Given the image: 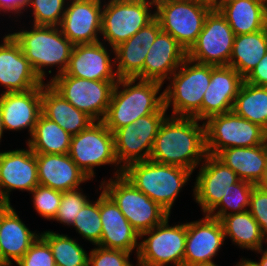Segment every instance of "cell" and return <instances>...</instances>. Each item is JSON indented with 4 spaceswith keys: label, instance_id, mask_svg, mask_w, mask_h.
I'll use <instances>...</instances> for the list:
<instances>
[{
    "label": "cell",
    "instance_id": "1",
    "mask_svg": "<svg viewBox=\"0 0 267 266\" xmlns=\"http://www.w3.org/2000/svg\"><path fill=\"white\" fill-rule=\"evenodd\" d=\"M200 122L194 117L168 115L159 127L149 159L194 172L207 155L205 125Z\"/></svg>",
    "mask_w": 267,
    "mask_h": 266
},
{
    "label": "cell",
    "instance_id": "2",
    "mask_svg": "<svg viewBox=\"0 0 267 266\" xmlns=\"http://www.w3.org/2000/svg\"><path fill=\"white\" fill-rule=\"evenodd\" d=\"M162 87V83L152 80L119 79L103 123L114 133L117 129L136 122L139 117L168 113L164 107V92L160 93Z\"/></svg>",
    "mask_w": 267,
    "mask_h": 266
},
{
    "label": "cell",
    "instance_id": "3",
    "mask_svg": "<svg viewBox=\"0 0 267 266\" xmlns=\"http://www.w3.org/2000/svg\"><path fill=\"white\" fill-rule=\"evenodd\" d=\"M20 28L10 34L19 43L38 77L44 82L47 74L52 73L47 69L53 67L57 68L55 76L65 73L74 45L59 27L32 24L29 29Z\"/></svg>",
    "mask_w": 267,
    "mask_h": 266
},
{
    "label": "cell",
    "instance_id": "4",
    "mask_svg": "<svg viewBox=\"0 0 267 266\" xmlns=\"http://www.w3.org/2000/svg\"><path fill=\"white\" fill-rule=\"evenodd\" d=\"M122 174L138 190L171 214L179 193L191 181L193 171L149 159L127 165Z\"/></svg>",
    "mask_w": 267,
    "mask_h": 266
},
{
    "label": "cell",
    "instance_id": "5",
    "mask_svg": "<svg viewBox=\"0 0 267 266\" xmlns=\"http://www.w3.org/2000/svg\"><path fill=\"white\" fill-rule=\"evenodd\" d=\"M163 90L164 107L172 106L174 117H194L202 121V102L211 81V65L201 64L188 57L168 79Z\"/></svg>",
    "mask_w": 267,
    "mask_h": 266
},
{
    "label": "cell",
    "instance_id": "6",
    "mask_svg": "<svg viewBox=\"0 0 267 266\" xmlns=\"http://www.w3.org/2000/svg\"><path fill=\"white\" fill-rule=\"evenodd\" d=\"M214 7L207 0H155L154 10L161 30L173 36L188 52Z\"/></svg>",
    "mask_w": 267,
    "mask_h": 266
},
{
    "label": "cell",
    "instance_id": "7",
    "mask_svg": "<svg viewBox=\"0 0 267 266\" xmlns=\"http://www.w3.org/2000/svg\"><path fill=\"white\" fill-rule=\"evenodd\" d=\"M101 40L115 48L155 18V0L103 1ZM152 8V9H150ZM153 10V12H152Z\"/></svg>",
    "mask_w": 267,
    "mask_h": 266
},
{
    "label": "cell",
    "instance_id": "8",
    "mask_svg": "<svg viewBox=\"0 0 267 266\" xmlns=\"http://www.w3.org/2000/svg\"><path fill=\"white\" fill-rule=\"evenodd\" d=\"M100 185L139 234L152 229L170 216L158 203L138 190L123 174L108 180L102 179Z\"/></svg>",
    "mask_w": 267,
    "mask_h": 266
},
{
    "label": "cell",
    "instance_id": "9",
    "mask_svg": "<svg viewBox=\"0 0 267 266\" xmlns=\"http://www.w3.org/2000/svg\"><path fill=\"white\" fill-rule=\"evenodd\" d=\"M69 156L90 180L95 177L96 166H115L112 177L123 173L115 154L114 135L103 121H94L71 137Z\"/></svg>",
    "mask_w": 267,
    "mask_h": 266
},
{
    "label": "cell",
    "instance_id": "10",
    "mask_svg": "<svg viewBox=\"0 0 267 266\" xmlns=\"http://www.w3.org/2000/svg\"><path fill=\"white\" fill-rule=\"evenodd\" d=\"M170 217L140 234L136 266H184L186 223L169 225Z\"/></svg>",
    "mask_w": 267,
    "mask_h": 266
},
{
    "label": "cell",
    "instance_id": "11",
    "mask_svg": "<svg viewBox=\"0 0 267 266\" xmlns=\"http://www.w3.org/2000/svg\"><path fill=\"white\" fill-rule=\"evenodd\" d=\"M208 155L233 147H254L267 143V131L237 115L233 110L204 121Z\"/></svg>",
    "mask_w": 267,
    "mask_h": 266
},
{
    "label": "cell",
    "instance_id": "12",
    "mask_svg": "<svg viewBox=\"0 0 267 266\" xmlns=\"http://www.w3.org/2000/svg\"><path fill=\"white\" fill-rule=\"evenodd\" d=\"M118 81H97L68 76H52L47 83L75 108L94 121H103Z\"/></svg>",
    "mask_w": 267,
    "mask_h": 266
},
{
    "label": "cell",
    "instance_id": "13",
    "mask_svg": "<svg viewBox=\"0 0 267 266\" xmlns=\"http://www.w3.org/2000/svg\"><path fill=\"white\" fill-rule=\"evenodd\" d=\"M235 34L225 17L214 7L207 15L202 31L187 57L212 66L229 64Z\"/></svg>",
    "mask_w": 267,
    "mask_h": 266
},
{
    "label": "cell",
    "instance_id": "14",
    "mask_svg": "<svg viewBox=\"0 0 267 266\" xmlns=\"http://www.w3.org/2000/svg\"><path fill=\"white\" fill-rule=\"evenodd\" d=\"M167 116L152 113L139 117L113 133L116 158L123 169L131 163L149 160L159 127Z\"/></svg>",
    "mask_w": 267,
    "mask_h": 266
},
{
    "label": "cell",
    "instance_id": "15",
    "mask_svg": "<svg viewBox=\"0 0 267 266\" xmlns=\"http://www.w3.org/2000/svg\"><path fill=\"white\" fill-rule=\"evenodd\" d=\"M0 152V203H10L14 190L31 192L39 185L36 153L29 146Z\"/></svg>",
    "mask_w": 267,
    "mask_h": 266
},
{
    "label": "cell",
    "instance_id": "16",
    "mask_svg": "<svg viewBox=\"0 0 267 266\" xmlns=\"http://www.w3.org/2000/svg\"><path fill=\"white\" fill-rule=\"evenodd\" d=\"M193 188V199L203 214H208L240 178L215 156L206 155L199 165Z\"/></svg>",
    "mask_w": 267,
    "mask_h": 266
},
{
    "label": "cell",
    "instance_id": "17",
    "mask_svg": "<svg viewBox=\"0 0 267 266\" xmlns=\"http://www.w3.org/2000/svg\"><path fill=\"white\" fill-rule=\"evenodd\" d=\"M203 216L186 222L184 266L214 263L226 240L220 220L207 214Z\"/></svg>",
    "mask_w": 267,
    "mask_h": 266
},
{
    "label": "cell",
    "instance_id": "18",
    "mask_svg": "<svg viewBox=\"0 0 267 266\" xmlns=\"http://www.w3.org/2000/svg\"><path fill=\"white\" fill-rule=\"evenodd\" d=\"M102 4L99 0H68L58 27L73 45L101 41L99 36H101Z\"/></svg>",
    "mask_w": 267,
    "mask_h": 266
},
{
    "label": "cell",
    "instance_id": "19",
    "mask_svg": "<svg viewBox=\"0 0 267 266\" xmlns=\"http://www.w3.org/2000/svg\"><path fill=\"white\" fill-rule=\"evenodd\" d=\"M102 41L76 44L73 46L70 61L65 73L68 76L97 81H118L114 49L108 50ZM112 52H108V51ZM112 59V60H111Z\"/></svg>",
    "mask_w": 267,
    "mask_h": 266
},
{
    "label": "cell",
    "instance_id": "20",
    "mask_svg": "<svg viewBox=\"0 0 267 266\" xmlns=\"http://www.w3.org/2000/svg\"><path fill=\"white\" fill-rule=\"evenodd\" d=\"M0 43V85L7 92H24L43 85L10 32Z\"/></svg>",
    "mask_w": 267,
    "mask_h": 266
},
{
    "label": "cell",
    "instance_id": "21",
    "mask_svg": "<svg viewBox=\"0 0 267 266\" xmlns=\"http://www.w3.org/2000/svg\"><path fill=\"white\" fill-rule=\"evenodd\" d=\"M102 235L98 246L138 253L140 234L132 227L113 199L99 186ZM134 251V252H133ZM136 251V252H135Z\"/></svg>",
    "mask_w": 267,
    "mask_h": 266
},
{
    "label": "cell",
    "instance_id": "22",
    "mask_svg": "<svg viewBox=\"0 0 267 266\" xmlns=\"http://www.w3.org/2000/svg\"><path fill=\"white\" fill-rule=\"evenodd\" d=\"M40 233L31 231L11 204L0 205V266H12L28 251Z\"/></svg>",
    "mask_w": 267,
    "mask_h": 266
},
{
    "label": "cell",
    "instance_id": "23",
    "mask_svg": "<svg viewBox=\"0 0 267 266\" xmlns=\"http://www.w3.org/2000/svg\"><path fill=\"white\" fill-rule=\"evenodd\" d=\"M243 81L244 78L233 67L211 65V81L202 102V122L232 111Z\"/></svg>",
    "mask_w": 267,
    "mask_h": 266
},
{
    "label": "cell",
    "instance_id": "24",
    "mask_svg": "<svg viewBox=\"0 0 267 266\" xmlns=\"http://www.w3.org/2000/svg\"><path fill=\"white\" fill-rule=\"evenodd\" d=\"M160 31L161 26L154 18L134 36L114 48L115 68L119 79L143 80V64L146 55Z\"/></svg>",
    "mask_w": 267,
    "mask_h": 266
},
{
    "label": "cell",
    "instance_id": "25",
    "mask_svg": "<svg viewBox=\"0 0 267 266\" xmlns=\"http://www.w3.org/2000/svg\"><path fill=\"white\" fill-rule=\"evenodd\" d=\"M0 94L5 131L27 129L30 138L41 114V85L24 92Z\"/></svg>",
    "mask_w": 267,
    "mask_h": 266
},
{
    "label": "cell",
    "instance_id": "26",
    "mask_svg": "<svg viewBox=\"0 0 267 266\" xmlns=\"http://www.w3.org/2000/svg\"><path fill=\"white\" fill-rule=\"evenodd\" d=\"M186 58L187 51L173 36L161 30L146 55L143 80L164 84Z\"/></svg>",
    "mask_w": 267,
    "mask_h": 266
},
{
    "label": "cell",
    "instance_id": "27",
    "mask_svg": "<svg viewBox=\"0 0 267 266\" xmlns=\"http://www.w3.org/2000/svg\"><path fill=\"white\" fill-rule=\"evenodd\" d=\"M36 162L39 185L63 192L90 181L69 154L36 153Z\"/></svg>",
    "mask_w": 267,
    "mask_h": 266
},
{
    "label": "cell",
    "instance_id": "28",
    "mask_svg": "<svg viewBox=\"0 0 267 266\" xmlns=\"http://www.w3.org/2000/svg\"><path fill=\"white\" fill-rule=\"evenodd\" d=\"M215 7L225 17L235 36L267 27V0H219Z\"/></svg>",
    "mask_w": 267,
    "mask_h": 266
},
{
    "label": "cell",
    "instance_id": "29",
    "mask_svg": "<svg viewBox=\"0 0 267 266\" xmlns=\"http://www.w3.org/2000/svg\"><path fill=\"white\" fill-rule=\"evenodd\" d=\"M41 113L72 136L94 122L90 116L75 108L48 83L41 85Z\"/></svg>",
    "mask_w": 267,
    "mask_h": 266
},
{
    "label": "cell",
    "instance_id": "30",
    "mask_svg": "<svg viewBox=\"0 0 267 266\" xmlns=\"http://www.w3.org/2000/svg\"><path fill=\"white\" fill-rule=\"evenodd\" d=\"M215 157L231 168L240 180L257 185L264 174L267 143L254 147H233L219 151Z\"/></svg>",
    "mask_w": 267,
    "mask_h": 266
},
{
    "label": "cell",
    "instance_id": "31",
    "mask_svg": "<svg viewBox=\"0 0 267 266\" xmlns=\"http://www.w3.org/2000/svg\"><path fill=\"white\" fill-rule=\"evenodd\" d=\"M267 53V27L235 36L229 66L245 78Z\"/></svg>",
    "mask_w": 267,
    "mask_h": 266
},
{
    "label": "cell",
    "instance_id": "32",
    "mask_svg": "<svg viewBox=\"0 0 267 266\" xmlns=\"http://www.w3.org/2000/svg\"><path fill=\"white\" fill-rule=\"evenodd\" d=\"M220 222L225 238H230L239 248L253 252L262 248L263 243L265 246L267 244L261 234L260 226L248 210L223 216Z\"/></svg>",
    "mask_w": 267,
    "mask_h": 266
},
{
    "label": "cell",
    "instance_id": "33",
    "mask_svg": "<svg viewBox=\"0 0 267 266\" xmlns=\"http://www.w3.org/2000/svg\"><path fill=\"white\" fill-rule=\"evenodd\" d=\"M71 137L61 126L41 113L26 145L34 153L69 154Z\"/></svg>",
    "mask_w": 267,
    "mask_h": 266
},
{
    "label": "cell",
    "instance_id": "34",
    "mask_svg": "<svg viewBox=\"0 0 267 266\" xmlns=\"http://www.w3.org/2000/svg\"><path fill=\"white\" fill-rule=\"evenodd\" d=\"M233 111L267 131V86H257L243 81Z\"/></svg>",
    "mask_w": 267,
    "mask_h": 266
},
{
    "label": "cell",
    "instance_id": "35",
    "mask_svg": "<svg viewBox=\"0 0 267 266\" xmlns=\"http://www.w3.org/2000/svg\"><path fill=\"white\" fill-rule=\"evenodd\" d=\"M40 235L48 242L55 264L60 266H88V253L68 234L43 231Z\"/></svg>",
    "mask_w": 267,
    "mask_h": 266
},
{
    "label": "cell",
    "instance_id": "36",
    "mask_svg": "<svg viewBox=\"0 0 267 266\" xmlns=\"http://www.w3.org/2000/svg\"><path fill=\"white\" fill-rule=\"evenodd\" d=\"M254 186L243 180L231 185L221 201L207 215L220 220L223 216L248 210Z\"/></svg>",
    "mask_w": 267,
    "mask_h": 266
},
{
    "label": "cell",
    "instance_id": "37",
    "mask_svg": "<svg viewBox=\"0 0 267 266\" xmlns=\"http://www.w3.org/2000/svg\"><path fill=\"white\" fill-rule=\"evenodd\" d=\"M76 232L82 239L89 241L92 245H98L102 235V224L100 219V195L95 201L90 200L79 212L73 224Z\"/></svg>",
    "mask_w": 267,
    "mask_h": 266
},
{
    "label": "cell",
    "instance_id": "38",
    "mask_svg": "<svg viewBox=\"0 0 267 266\" xmlns=\"http://www.w3.org/2000/svg\"><path fill=\"white\" fill-rule=\"evenodd\" d=\"M68 0H28L24 11L32 9L33 25L59 26Z\"/></svg>",
    "mask_w": 267,
    "mask_h": 266
},
{
    "label": "cell",
    "instance_id": "39",
    "mask_svg": "<svg viewBox=\"0 0 267 266\" xmlns=\"http://www.w3.org/2000/svg\"><path fill=\"white\" fill-rule=\"evenodd\" d=\"M88 197L90 196L84 194L81 187L63 191L60 207L52 221H57L65 226L72 225L80 210L90 201Z\"/></svg>",
    "mask_w": 267,
    "mask_h": 266
},
{
    "label": "cell",
    "instance_id": "40",
    "mask_svg": "<svg viewBox=\"0 0 267 266\" xmlns=\"http://www.w3.org/2000/svg\"><path fill=\"white\" fill-rule=\"evenodd\" d=\"M29 194H32V202L35 212L49 221L53 220L60 207L62 192L52 188L38 185Z\"/></svg>",
    "mask_w": 267,
    "mask_h": 266
},
{
    "label": "cell",
    "instance_id": "41",
    "mask_svg": "<svg viewBox=\"0 0 267 266\" xmlns=\"http://www.w3.org/2000/svg\"><path fill=\"white\" fill-rule=\"evenodd\" d=\"M88 255V266H135L130 262L131 252L94 246Z\"/></svg>",
    "mask_w": 267,
    "mask_h": 266
},
{
    "label": "cell",
    "instance_id": "42",
    "mask_svg": "<svg viewBox=\"0 0 267 266\" xmlns=\"http://www.w3.org/2000/svg\"><path fill=\"white\" fill-rule=\"evenodd\" d=\"M16 264L17 266H54L55 261L48 242L39 235Z\"/></svg>",
    "mask_w": 267,
    "mask_h": 266
},
{
    "label": "cell",
    "instance_id": "43",
    "mask_svg": "<svg viewBox=\"0 0 267 266\" xmlns=\"http://www.w3.org/2000/svg\"><path fill=\"white\" fill-rule=\"evenodd\" d=\"M248 211L261 228V234L267 241V191L255 185L249 202Z\"/></svg>",
    "mask_w": 267,
    "mask_h": 266
},
{
    "label": "cell",
    "instance_id": "44",
    "mask_svg": "<svg viewBox=\"0 0 267 266\" xmlns=\"http://www.w3.org/2000/svg\"><path fill=\"white\" fill-rule=\"evenodd\" d=\"M244 81L257 86H267V53L244 78Z\"/></svg>",
    "mask_w": 267,
    "mask_h": 266
},
{
    "label": "cell",
    "instance_id": "45",
    "mask_svg": "<svg viewBox=\"0 0 267 266\" xmlns=\"http://www.w3.org/2000/svg\"><path fill=\"white\" fill-rule=\"evenodd\" d=\"M27 1L28 0H0V14L5 13V15H9L10 13L9 18L13 15L18 19L20 15H22L21 13H24V7L27 5Z\"/></svg>",
    "mask_w": 267,
    "mask_h": 266
},
{
    "label": "cell",
    "instance_id": "46",
    "mask_svg": "<svg viewBox=\"0 0 267 266\" xmlns=\"http://www.w3.org/2000/svg\"><path fill=\"white\" fill-rule=\"evenodd\" d=\"M255 253L261 254L262 256L259 258L258 261H253L250 258H246L245 261L250 265V266H267V248L264 249V247L260 248L257 251H254Z\"/></svg>",
    "mask_w": 267,
    "mask_h": 266
},
{
    "label": "cell",
    "instance_id": "47",
    "mask_svg": "<svg viewBox=\"0 0 267 266\" xmlns=\"http://www.w3.org/2000/svg\"><path fill=\"white\" fill-rule=\"evenodd\" d=\"M257 186H259L260 188L267 191V157H266V164H265V168H264L263 177H262L261 181L257 184Z\"/></svg>",
    "mask_w": 267,
    "mask_h": 266
},
{
    "label": "cell",
    "instance_id": "48",
    "mask_svg": "<svg viewBox=\"0 0 267 266\" xmlns=\"http://www.w3.org/2000/svg\"><path fill=\"white\" fill-rule=\"evenodd\" d=\"M4 132H5V127L3 124V116H2V110H1V105H0V142L2 141Z\"/></svg>",
    "mask_w": 267,
    "mask_h": 266
},
{
    "label": "cell",
    "instance_id": "49",
    "mask_svg": "<svg viewBox=\"0 0 267 266\" xmlns=\"http://www.w3.org/2000/svg\"><path fill=\"white\" fill-rule=\"evenodd\" d=\"M235 266H250V265L245 261V258H241V260L237 262Z\"/></svg>",
    "mask_w": 267,
    "mask_h": 266
},
{
    "label": "cell",
    "instance_id": "50",
    "mask_svg": "<svg viewBox=\"0 0 267 266\" xmlns=\"http://www.w3.org/2000/svg\"><path fill=\"white\" fill-rule=\"evenodd\" d=\"M194 266H218L217 264L214 263H208V264H199V265H194Z\"/></svg>",
    "mask_w": 267,
    "mask_h": 266
},
{
    "label": "cell",
    "instance_id": "51",
    "mask_svg": "<svg viewBox=\"0 0 267 266\" xmlns=\"http://www.w3.org/2000/svg\"><path fill=\"white\" fill-rule=\"evenodd\" d=\"M207 1H209L215 5L219 0H207Z\"/></svg>",
    "mask_w": 267,
    "mask_h": 266
}]
</instances>
